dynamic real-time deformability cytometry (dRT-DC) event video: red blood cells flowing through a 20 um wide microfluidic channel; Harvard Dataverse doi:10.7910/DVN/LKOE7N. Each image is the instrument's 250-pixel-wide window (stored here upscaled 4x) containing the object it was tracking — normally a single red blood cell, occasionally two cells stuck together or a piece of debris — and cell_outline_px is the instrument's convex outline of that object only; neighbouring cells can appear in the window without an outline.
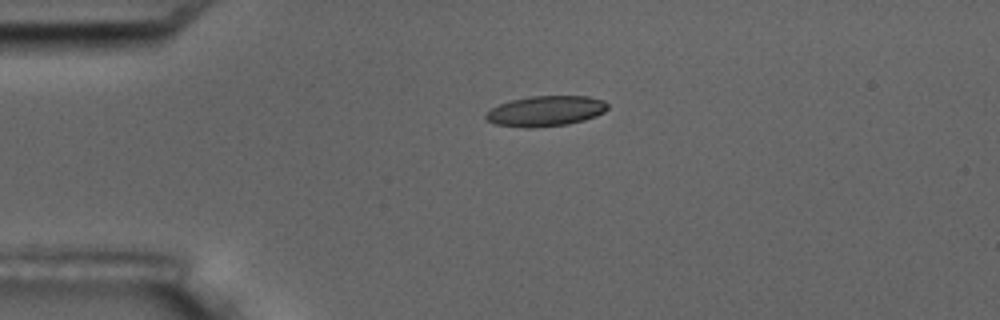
{"species": "common noctule bat (a hibernating species)", "species_latin": "Nyctalus noctula", "temperature_condition": "room temperature", "stored_images_in_passage": 2, "camera_frame_rate_fps": 3000, "um_per_image_px": 0.085, "animal": {"sex": "male", "body_mass_g": 17.5, "forearm_length_mm": 52.3}, "frame": {"image": 1, "passage_image": 1, "time_ms": 0.0, "image_size_px": [1000, 320], "cell_outline_px": [[608, 108], [604, 112], [596, 116], [584, 120], [568, 124], [532, 128], [524, 128], [496, 124], [484, 120], [484, 116], [492, 108], [500, 104], [512, 100], [532, 96], [588, 96], [604, 100], [608, 104]], "centroid_in_image_um": [46.39, 9.44], "position_along_channel_um": 38.6, "area_um2": 21.62}}